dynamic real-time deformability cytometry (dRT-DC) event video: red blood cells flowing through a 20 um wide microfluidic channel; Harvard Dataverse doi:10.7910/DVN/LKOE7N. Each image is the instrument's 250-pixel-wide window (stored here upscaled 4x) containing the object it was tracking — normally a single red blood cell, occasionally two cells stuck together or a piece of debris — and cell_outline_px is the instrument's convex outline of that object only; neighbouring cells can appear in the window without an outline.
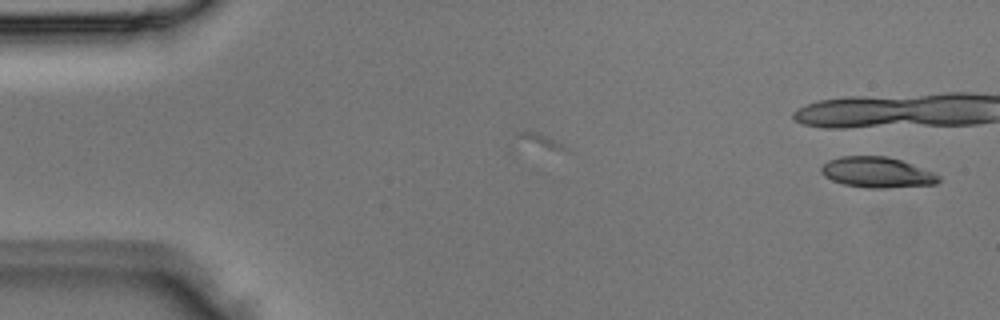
{"species": "Egyptian fruit bat (a non-hibernating species)", "species_latin": "Rousettus aegyptiacus", "temperature_condition": "room temperature", "stored_images_in_passage": 2, "camera_frame_rate_fps": 3000, "um_per_image_px": 0.085, "animal": {"sex": "male"}, "frame": {"image": 1, "passage_image": 2, "time_ms": 0.333, "image_size_px": [1000, 320], "cell_outline_px": [[940, 180], [936, 184], [884, 188], [868, 188], [844, 184], [832, 180], [824, 176], [820, 172], [820, 168], [828, 160], [840, 156], [888, 156], [912, 164], [932, 172], [940, 176]], "centroid_in_image_um": [74.52, 14.65], "position_along_channel_um": 10.5, "area_um2": 20.87}}